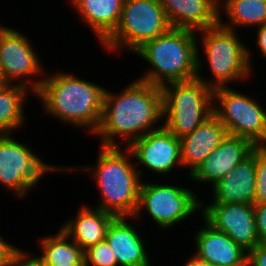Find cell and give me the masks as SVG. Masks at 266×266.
Wrapping results in <instances>:
<instances>
[{"label": "cell", "mask_w": 266, "mask_h": 266, "mask_svg": "<svg viewBox=\"0 0 266 266\" xmlns=\"http://www.w3.org/2000/svg\"><path fill=\"white\" fill-rule=\"evenodd\" d=\"M9 83L5 80L4 76L0 74V91H2Z\"/></svg>", "instance_id": "cell-33"}, {"label": "cell", "mask_w": 266, "mask_h": 266, "mask_svg": "<svg viewBox=\"0 0 266 266\" xmlns=\"http://www.w3.org/2000/svg\"><path fill=\"white\" fill-rule=\"evenodd\" d=\"M38 247L41 248L39 256L29 250L27 254L39 266L86 264L84 251L61 228L56 234L40 237Z\"/></svg>", "instance_id": "cell-22"}, {"label": "cell", "mask_w": 266, "mask_h": 266, "mask_svg": "<svg viewBox=\"0 0 266 266\" xmlns=\"http://www.w3.org/2000/svg\"><path fill=\"white\" fill-rule=\"evenodd\" d=\"M69 266H86V264H70Z\"/></svg>", "instance_id": "cell-35"}, {"label": "cell", "mask_w": 266, "mask_h": 266, "mask_svg": "<svg viewBox=\"0 0 266 266\" xmlns=\"http://www.w3.org/2000/svg\"><path fill=\"white\" fill-rule=\"evenodd\" d=\"M71 219L64 221L61 229L83 250L104 241L111 221L116 217L87 204L81 205Z\"/></svg>", "instance_id": "cell-20"}, {"label": "cell", "mask_w": 266, "mask_h": 266, "mask_svg": "<svg viewBox=\"0 0 266 266\" xmlns=\"http://www.w3.org/2000/svg\"><path fill=\"white\" fill-rule=\"evenodd\" d=\"M214 89L197 77L162 86L163 126L181 138L213 114Z\"/></svg>", "instance_id": "cell-6"}, {"label": "cell", "mask_w": 266, "mask_h": 266, "mask_svg": "<svg viewBox=\"0 0 266 266\" xmlns=\"http://www.w3.org/2000/svg\"><path fill=\"white\" fill-rule=\"evenodd\" d=\"M193 188L187 186L183 187L178 184H171L168 182L161 184L158 182H141L139 189L138 207L133 216L135 222L140 221L141 217H145L142 213L149 215L157 227L162 232L169 231L178 223L184 221L193 215H201V201L199 194ZM145 210V211H144ZM174 226V227H173ZM169 229V230H168Z\"/></svg>", "instance_id": "cell-7"}, {"label": "cell", "mask_w": 266, "mask_h": 266, "mask_svg": "<svg viewBox=\"0 0 266 266\" xmlns=\"http://www.w3.org/2000/svg\"><path fill=\"white\" fill-rule=\"evenodd\" d=\"M30 147L13 134L0 135V184L20 200H26L46 174H65L64 164H49Z\"/></svg>", "instance_id": "cell-9"}, {"label": "cell", "mask_w": 266, "mask_h": 266, "mask_svg": "<svg viewBox=\"0 0 266 266\" xmlns=\"http://www.w3.org/2000/svg\"><path fill=\"white\" fill-rule=\"evenodd\" d=\"M183 266H213L209 262L198 258L192 253V255L184 261Z\"/></svg>", "instance_id": "cell-31"}, {"label": "cell", "mask_w": 266, "mask_h": 266, "mask_svg": "<svg viewBox=\"0 0 266 266\" xmlns=\"http://www.w3.org/2000/svg\"><path fill=\"white\" fill-rule=\"evenodd\" d=\"M261 102L229 86L213 92V114L227 133L249 139L255 146H266V109Z\"/></svg>", "instance_id": "cell-10"}, {"label": "cell", "mask_w": 266, "mask_h": 266, "mask_svg": "<svg viewBox=\"0 0 266 266\" xmlns=\"http://www.w3.org/2000/svg\"><path fill=\"white\" fill-rule=\"evenodd\" d=\"M147 62L148 70L136 79L162 87L170 82L187 81L197 75V33L170 28L145 42L134 53Z\"/></svg>", "instance_id": "cell-5"}, {"label": "cell", "mask_w": 266, "mask_h": 266, "mask_svg": "<svg viewBox=\"0 0 266 266\" xmlns=\"http://www.w3.org/2000/svg\"><path fill=\"white\" fill-rule=\"evenodd\" d=\"M17 266H39L27 254V251L20 257Z\"/></svg>", "instance_id": "cell-32"}, {"label": "cell", "mask_w": 266, "mask_h": 266, "mask_svg": "<svg viewBox=\"0 0 266 266\" xmlns=\"http://www.w3.org/2000/svg\"><path fill=\"white\" fill-rule=\"evenodd\" d=\"M28 38L17 29L0 26V71L9 84L22 85L35 94L47 71Z\"/></svg>", "instance_id": "cell-11"}, {"label": "cell", "mask_w": 266, "mask_h": 266, "mask_svg": "<svg viewBox=\"0 0 266 266\" xmlns=\"http://www.w3.org/2000/svg\"><path fill=\"white\" fill-rule=\"evenodd\" d=\"M201 218L215 230L226 233L247 252L260 241L254 218V205L201 201Z\"/></svg>", "instance_id": "cell-13"}, {"label": "cell", "mask_w": 266, "mask_h": 266, "mask_svg": "<svg viewBox=\"0 0 266 266\" xmlns=\"http://www.w3.org/2000/svg\"><path fill=\"white\" fill-rule=\"evenodd\" d=\"M171 28L160 0H124L115 31L101 44L109 53H133ZM122 50V51H120Z\"/></svg>", "instance_id": "cell-8"}, {"label": "cell", "mask_w": 266, "mask_h": 266, "mask_svg": "<svg viewBox=\"0 0 266 266\" xmlns=\"http://www.w3.org/2000/svg\"><path fill=\"white\" fill-rule=\"evenodd\" d=\"M105 88L74 73L56 70L46 72L34 96L45 115L93 135L101 122Z\"/></svg>", "instance_id": "cell-2"}, {"label": "cell", "mask_w": 266, "mask_h": 266, "mask_svg": "<svg viewBox=\"0 0 266 266\" xmlns=\"http://www.w3.org/2000/svg\"><path fill=\"white\" fill-rule=\"evenodd\" d=\"M132 219L129 216L115 217L108 226L105 241L115 253L118 266H153L148 243L140 235L137 225L132 224Z\"/></svg>", "instance_id": "cell-15"}, {"label": "cell", "mask_w": 266, "mask_h": 266, "mask_svg": "<svg viewBox=\"0 0 266 266\" xmlns=\"http://www.w3.org/2000/svg\"><path fill=\"white\" fill-rule=\"evenodd\" d=\"M99 149L97 164L65 165L64 172L90 173V178L97 185L98 195L101 197L94 207L112 213L116 217H133L138 207L142 179L135 166L132 152L127 147L120 146H100Z\"/></svg>", "instance_id": "cell-3"}, {"label": "cell", "mask_w": 266, "mask_h": 266, "mask_svg": "<svg viewBox=\"0 0 266 266\" xmlns=\"http://www.w3.org/2000/svg\"><path fill=\"white\" fill-rule=\"evenodd\" d=\"M194 234V255L213 266H247V251L226 233L215 230L203 218Z\"/></svg>", "instance_id": "cell-16"}, {"label": "cell", "mask_w": 266, "mask_h": 266, "mask_svg": "<svg viewBox=\"0 0 266 266\" xmlns=\"http://www.w3.org/2000/svg\"><path fill=\"white\" fill-rule=\"evenodd\" d=\"M124 0H82L74 9L102 44L117 28Z\"/></svg>", "instance_id": "cell-21"}, {"label": "cell", "mask_w": 266, "mask_h": 266, "mask_svg": "<svg viewBox=\"0 0 266 266\" xmlns=\"http://www.w3.org/2000/svg\"><path fill=\"white\" fill-rule=\"evenodd\" d=\"M127 148L132 152L134 161H136L135 166L142 180H144L146 170L165 176L174 170L183 168L180 138L164 126L134 140Z\"/></svg>", "instance_id": "cell-12"}, {"label": "cell", "mask_w": 266, "mask_h": 266, "mask_svg": "<svg viewBox=\"0 0 266 266\" xmlns=\"http://www.w3.org/2000/svg\"><path fill=\"white\" fill-rule=\"evenodd\" d=\"M124 87L120 92L105 88L101 122L93 135L100 146L128 147L163 126L162 87L136 78Z\"/></svg>", "instance_id": "cell-1"}, {"label": "cell", "mask_w": 266, "mask_h": 266, "mask_svg": "<svg viewBox=\"0 0 266 266\" xmlns=\"http://www.w3.org/2000/svg\"><path fill=\"white\" fill-rule=\"evenodd\" d=\"M254 218L260 242H266V201L254 204Z\"/></svg>", "instance_id": "cell-28"}, {"label": "cell", "mask_w": 266, "mask_h": 266, "mask_svg": "<svg viewBox=\"0 0 266 266\" xmlns=\"http://www.w3.org/2000/svg\"><path fill=\"white\" fill-rule=\"evenodd\" d=\"M255 46L259 50L258 56L266 60V24L256 27ZM261 54V55H260Z\"/></svg>", "instance_id": "cell-30"}, {"label": "cell", "mask_w": 266, "mask_h": 266, "mask_svg": "<svg viewBox=\"0 0 266 266\" xmlns=\"http://www.w3.org/2000/svg\"><path fill=\"white\" fill-rule=\"evenodd\" d=\"M249 139L228 134L186 179L194 183H205L211 188L226 174L247 158L256 148ZM203 182V183H202Z\"/></svg>", "instance_id": "cell-14"}, {"label": "cell", "mask_w": 266, "mask_h": 266, "mask_svg": "<svg viewBox=\"0 0 266 266\" xmlns=\"http://www.w3.org/2000/svg\"><path fill=\"white\" fill-rule=\"evenodd\" d=\"M220 0H160L171 28L200 31L219 24Z\"/></svg>", "instance_id": "cell-17"}, {"label": "cell", "mask_w": 266, "mask_h": 266, "mask_svg": "<svg viewBox=\"0 0 266 266\" xmlns=\"http://www.w3.org/2000/svg\"><path fill=\"white\" fill-rule=\"evenodd\" d=\"M227 135L226 127L212 114L191 133L180 138L181 162L182 167L187 169V176L218 147Z\"/></svg>", "instance_id": "cell-18"}, {"label": "cell", "mask_w": 266, "mask_h": 266, "mask_svg": "<svg viewBox=\"0 0 266 266\" xmlns=\"http://www.w3.org/2000/svg\"><path fill=\"white\" fill-rule=\"evenodd\" d=\"M0 235V266H17L20 257L26 250L12 245Z\"/></svg>", "instance_id": "cell-27"}, {"label": "cell", "mask_w": 266, "mask_h": 266, "mask_svg": "<svg viewBox=\"0 0 266 266\" xmlns=\"http://www.w3.org/2000/svg\"><path fill=\"white\" fill-rule=\"evenodd\" d=\"M33 95L28 88L19 84H8L0 91V135H10L26 124L24 109L27 95Z\"/></svg>", "instance_id": "cell-24"}, {"label": "cell", "mask_w": 266, "mask_h": 266, "mask_svg": "<svg viewBox=\"0 0 266 266\" xmlns=\"http://www.w3.org/2000/svg\"><path fill=\"white\" fill-rule=\"evenodd\" d=\"M86 266H118L116 255L104 240L84 251Z\"/></svg>", "instance_id": "cell-25"}, {"label": "cell", "mask_w": 266, "mask_h": 266, "mask_svg": "<svg viewBox=\"0 0 266 266\" xmlns=\"http://www.w3.org/2000/svg\"><path fill=\"white\" fill-rule=\"evenodd\" d=\"M237 31L226 28L219 23L216 26L196 32L197 38H199V40L197 39L196 77L213 89L231 86L229 84L234 83V81L235 83L237 81L247 82L249 78H252V68L254 67L252 65V51L248 47L249 45L240 39ZM201 54L206 57L204 60L207 61L211 77L213 76L210 79L204 78L202 75L205 70Z\"/></svg>", "instance_id": "cell-4"}, {"label": "cell", "mask_w": 266, "mask_h": 266, "mask_svg": "<svg viewBox=\"0 0 266 266\" xmlns=\"http://www.w3.org/2000/svg\"><path fill=\"white\" fill-rule=\"evenodd\" d=\"M219 14V23L226 28H255L266 24V0H220Z\"/></svg>", "instance_id": "cell-23"}, {"label": "cell", "mask_w": 266, "mask_h": 266, "mask_svg": "<svg viewBox=\"0 0 266 266\" xmlns=\"http://www.w3.org/2000/svg\"><path fill=\"white\" fill-rule=\"evenodd\" d=\"M256 148L211 189L210 203L254 205L256 184Z\"/></svg>", "instance_id": "cell-19"}, {"label": "cell", "mask_w": 266, "mask_h": 266, "mask_svg": "<svg viewBox=\"0 0 266 266\" xmlns=\"http://www.w3.org/2000/svg\"><path fill=\"white\" fill-rule=\"evenodd\" d=\"M255 178L254 204L266 201V146L256 147Z\"/></svg>", "instance_id": "cell-26"}, {"label": "cell", "mask_w": 266, "mask_h": 266, "mask_svg": "<svg viewBox=\"0 0 266 266\" xmlns=\"http://www.w3.org/2000/svg\"><path fill=\"white\" fill-rule=\"evenodd\" d=\"M247 266H266V242H260L247 252Z\"/></svg>", "instance_id": "cell-29"}, {"label": "cell", "mask_w": 266, "mask_h": 266, "mask_svg": "<svg viewBox=\"0 0 266 266\" xmlns=\"http://www.w3.org/2000/svg\"><path fill=\"white\" fill-rule=\"evenodd\" d=\"M72 8H75L82 0H67Z\"/></svg>", "instance_id": "cell-34"}]
</instances>
